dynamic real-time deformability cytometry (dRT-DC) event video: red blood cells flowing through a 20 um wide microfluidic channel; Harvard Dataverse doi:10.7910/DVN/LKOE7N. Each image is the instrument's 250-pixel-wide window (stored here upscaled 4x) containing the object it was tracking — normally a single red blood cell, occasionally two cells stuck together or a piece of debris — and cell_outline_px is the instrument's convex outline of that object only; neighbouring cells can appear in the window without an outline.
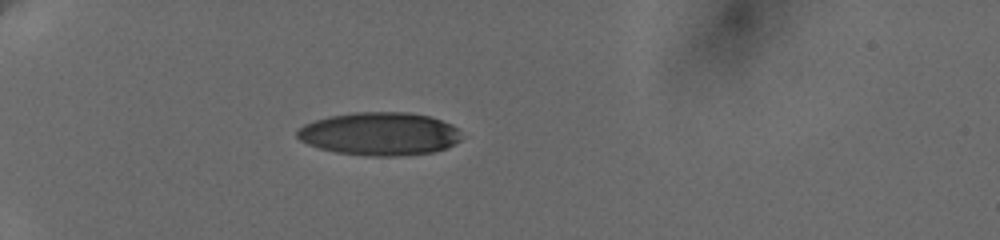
{"species": "human", "species_latin": "Homo sapiens", "temperature_condition": "cold", "stored_images_in_passage": 17, "camera_frame_rate_fps": 3000, "um_per_image_px": 0.085, "donor": {"sex": "female"}, "frame": {"image": 1, "passage_image": 1, "time_ms": 0.0, "image_size_px": [1000, 240], "cell_outline_px": [[460, 140], [448, 148], [432, 152], [396, 156], [368, 156], [336, 152], [320, 148], [308, 144], [300, 140], [296, 136], [296, 132], [304, 124], [328, 116], [352, 112], [408, 112], [428, 116], [452, 124], [456, 128]], "centroid_in_image_um": [32.24, 11.37], "position_along_channel_um": 52.8, "area_um2": 41.15}}
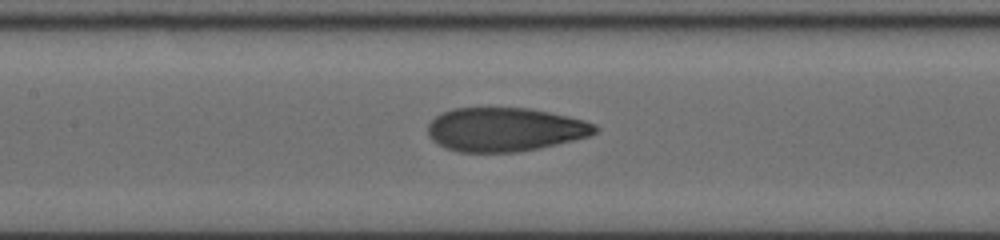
{"frame": {"image": 2, "passage_image": 10, "time_ms": 4.0, "image_size_px": [1000, 240], "cell_outline_px": [[600, 128], [596, 132], [588, 136], [540, 148], [520, 152], [460, 152], [444, 148], [436, 144], [428, 136], [428, 124], [436, 116], [452, 108], [528, 108], [568, 116], [584, 120], [596, 124]], "centroid_in_image_um": [42.9, 11.01], "position_along_channel_um": 164.5, "area_um2": 42.77}}
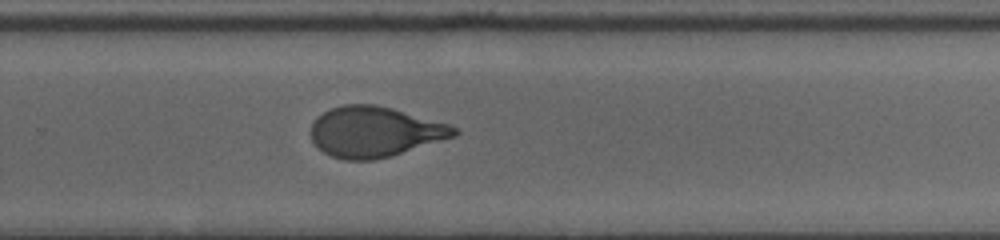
{"frame": {"image": 3, "passage_image": 17, "time_ms": 7.667, "image_size_px": [1000, 240], "cell_outline_px": [[460, 132], [456, 136], [392, 156], [372, 160], [344, 160], [332, 156], [324, 152], [312, 140], [312, 124], [316, 116], [332, 108], [344, 104], [376, 104], [392, 108], [448, 124], [456, 128]], "centroid_in_image_um": [31.86, 11.2], "position_along_channel_um": 297.9, "area_um2": 41.96}}